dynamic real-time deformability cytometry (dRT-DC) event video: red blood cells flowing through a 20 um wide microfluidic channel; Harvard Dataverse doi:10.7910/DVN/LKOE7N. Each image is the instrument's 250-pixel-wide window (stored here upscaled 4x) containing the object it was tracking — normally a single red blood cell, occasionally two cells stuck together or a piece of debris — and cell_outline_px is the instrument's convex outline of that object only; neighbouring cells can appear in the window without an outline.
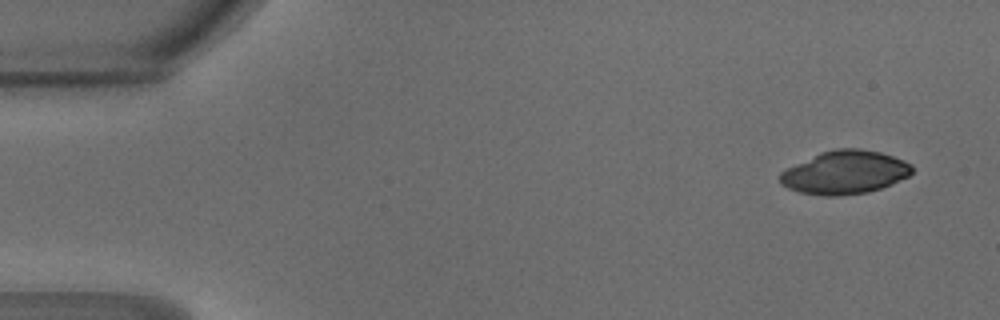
{"species": "common noctule bat (a hibernating species)", "species_latin": "Nyctalus noctula", "temperature_condition": "warm", "stored_images_in_passage": 46, "camera_frame_rate_fps": 3000, "um_per_image_px": 0.085, "animal": {"sex": "male", "body_mass_g": 18.8}, "frame": {"image": 1, "passage_image": 3, "time_ms": 0.667, "image_size_px": [1000, 320], "cell_outline_px": [[912, 172], [908, 176], [892, 184], [868, 192], [840, 196], [824, 196], [800, 192], [788, 188], [780, 184], [780, 172], [820, 152], [836, 148], [860, 148], [880, 152], [904, 160], [912, 164]], "centroid_in_image_um": [71.82, 14.65], "position_along_channel_um": 13.2, "area_um2": 33.29}}